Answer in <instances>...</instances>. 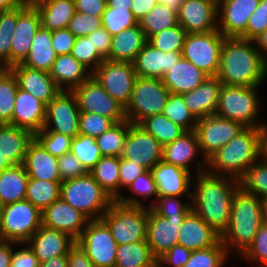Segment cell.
Instances as JSON below:
<instances>
[{"instance_id":"1","label":"cell","mask_w":267,"mask_h":267,"mask_svg":"<svg viewBox=\"0 0 267 267\" xmlns=\"http://www.w3.org/2000/svg\"><path fill=\"white\" fill-rule=\"evenodd\" d=\"M195 176L191 191L192 210L221 236L229 225L232 200L240 188V182L207 170Z\"/></svg>"},{"instance_id":"2","label":"cell","mask_w":267,"mask_h":267,"mask_svg":"<svg viewBox=\"0 0 267 267\" xmlns=\"http://www.w3.org/2000/svg\"><path fill=\"white\" fill-rule=\"evenodd\" d=\"M217 77L227 86H262L267 77V62L253 40L226 37Z\"/></svg>"},{"instance_id":"3","label":"cell","mask_w":267,"mask_h":267,"mask_svg":"<svg viewBox=\"0 0 267 267\" xmlns=\"http://www.w3.org/2000/svg\"><path fill=\"white\" fill-rule=\"evenodd\" d=\"M262 203L263 200L245 192L241 187L236 191L232 200L229 225L220 236L229 255L233 253L232 256L239 258L252 244L263 224Z\"/></svg>"},{"instance_id":"4","label":"cell","mask_w":267,"mask_h":267,"mask_svg":"<svg viewBox=\"0 0 267 267\" xmlns=\"http://www.w3.org/2000/svg\"><path fill=\"white\" fill-rule=\"evenodd\" d=\"M261 158V128L246 127L207 160V171L240 180Z\"/></svg>"},{"instance_id":"5","label":"cell","mask_w":267,"mask_h":267,"mask_svg":"<svg viewBox=\"0 0 267 267\" xmlns=\"http://www.w3.org/2000/svg\"><path fill=\"white\" fill-rule=\"evenodd\" d=\"M60 197L89 220H98L114 201L88 172L61 183Z\"/></svg>"},{"instance_id":"6","label":"cell","mask_w":267,"mask_h":267,"mask_svg":"<svg viewBox=\"0 0 267 267\" xmlns=\"http://www.w3.org/2000/svg\"><path fill=\"white\" fill-rule=\"evenodd\" d=\"M261 86L243 87L222 84L216 115L242 123L245 127L261 128V111L258 89ZM258 117V118H257Z\"/></svg>"},{"instance_id":"7","label":"cell","mask_w":267,"mask_h":267,"mask_svg":"<svg viewBox=\"0 0 267 267\" xmlns=\"http://www.w3.org/2000/svg\"><path fill=\"white\" fill-rule=\"evenodd\" d=\"M148 207L126 206L113 201L101 220L118 245L146 240Z\"/></svg>"},{"instance_id":"8","label":"cell","mask_w":267,"mask_h":267,"mask_svg":"<svg viewBox=\"0 0 267 267\" xmlns=\"http://www.w3.org/2000/svg\"><path fill=\"white\" fill-rule=\"evenodd\" d=\"M41 213L26 199L0 207V239L26 243L41 227Z\"/></svg>"},{"instance_id":"9","label":"cell","mask_w":267,"mask_h":267,"mask_svg":"<svg viewBox=\"0 0 267 267\" xmlns=\"http://www.w3.org/2000/svg\"><path fill=\"white\" fill-rule=\"evenodd\" d=\"M169 94L162 79L137 76L131 100L125 108L126 120L138 124L147 117L162 114Z\"/></svg>"},{"instance_id":"10","label":"cell","mask_w":267,"mask_h":267,"mask_svg":"<svg viewBox=\"0 0 267 267\" xmlns=\"http://www.w3.org/2000/svg\"><path fill=\"white\" fill-rule=\"evenodd\" d=\"M225 36L219 31L191 33L185 37L182 57L209 76H217Z\"/></svg>"},{"instance_id":"11","label":"cell","mask_w":267,"mask_h":267,"mask_svg":"<svg viewBox=\"0 0 267 267\" xmlns=\"http://www.w3.org/2000/svg\"><path fill=\"white\" fill-rule=\"evenodd\" d=\"M91 75L112 98L126 108L137 78L133 63L105 59Z\"/></svg>"},{"instance_id":"12","label":"cell","mask_w":267,"mask_h":267,"mask_svg":"<svg viewBox=\"0 0 267 267\" xmlns=\"http://www.w3.org/2000/svg\"><path fill=\"white\" fill-rule=\"evenodd\" d=\"M95 267H115L117 242L101 220H89L76 240Z\"/></svg>"},{"instance_id":"13","label":"cell","mask_w":267,"mask_h":267,"mask_svg":"<svg viewBox=\"0 0 267 267\" xmlns=\"http://www.w3.org/2000/svg\"><path fill=\"white\" fill-rule=\"evenodd\" d=\"M246 127L234 120L210 115L197 120L195 132L203 157L208 160Z\"/></svg>"},{"instance_id":"14","label":"cell","mask_w":267,"mask_h":267,"mask_svg":"<svg viewBox=\"0 0 267 267\" xmlns=\"http://www.w3.org/2000/svg\"><path fill=\"white\" fill-rule=\"evenodd\" d=\"M80 112L96 113L115 123L125 121V108L112 98L91 75L72 90Z\"/></svg>"},{"instance_id":"15","label":"cell","mask_w":267,"mask_h":267,"mask_svg":"<svg viewBox=\"0 0 267 267\" xmlns=\"http://www.w3.org/2000/svg\"><path fill=\"white\" fill-rule=\"evenodd\" d=\"M80 110L72 91H60L47 105L44 127L74 138L79 134Z\"/></svg>"},{"instance_id":"16","label":"cell","mask_w":267,"mask_h":267,"mask_svg":"<svg viewBox=\"0 0 267 267\" xmlns=\"http://www.w3.org/2000/svg\"><path fill=\"white\" fill-rule=\"evenodd\" d=\"M163 146L138 124L131 123L121 157L129 159L145 170L162 161Z\"/></svg>"},{"instance_id":"17","label":"cell","mask_w":267,"mask_h":267,"mask_svg":"<svg viewBox=\"0 0 267 267\" xmlns=\"http://www.w3.org/2000/svg\"><path fill=\"white\" fill-rule=\"evenodd\" d=\"M218 0H185L177 16L178 24L187 32L205 33L218 30Z\"/></svg>"},{"instance_id":"18","label":"cell","mask_w":267,"mask_h":267,"mask_svg":"<svg viewBox=\"0 0 267 267\" xmlns=\"http://www.w3.org/2000/svg\"><path fill=\"white\" fill-rule=\"evenodd\" d=\"M40 27V14L34 5L17 6V24L11 40V67L26 59Z\"/></svg>"},{"instance_id":"19","label":"cell","mask_w":267,"mask_h":267,"mask_svg":"<svg viewBox=\"0 0 267 267\" xmlns=\"http://www.w3.org/2000/svg\"><path fill=\"white\" fill-rule=\"evenodd\" d=\"M202 159L195 163L196 174L207 170V160L203 157L197 134L194 130L186 131L173 142L163 146L162 161L173 164L191 172L192 164L196 157Z\"/></svg>"},{"instance_id":"20","label":"cell","mask_w":267,"mask_h":267,"mask_svg":"<svg viewBox=\"0 0 267 267\" xmlns=\"http://www.w3.org/2000/svg\"><path fill=\"white\" fill-rule=\"evenodd\" d=\"M184 219L185 217L165 218L148 207L146 241L157 260L178 244V231Z\"/></svg>"},{"instance_id":"21","label":"cell","mask_w":267,"mask_h":267,"mask_svg":"<svg viewBox=\"0 0 267 267\" xmlns=\"http://www.w3.org/2000/svg\"><path fill=\"white\" fill-rule=\"evenodd\" d=\"M260 0H218V30L225 37H240Z\"/></svg>"},{"instance_id":"22","label":"cell","mask_w":267,"mask_h":267,"mask_svg":"<svg viewBox=\"0 0 267 267\" xmlns=\"http://www.w3.org/2000/svg\"><path fill=\"white\" fill-rule=\"evenodd\" d=\"M42 225L67 233L75 241L82 234L89 219L66 203L61 197L41 213Z\"/></svg>"},{"instance_id":"23","label":"cell","mask_w":267,"mask_h":267,"mask_svg":"<svg viewBox=\"0 0 267 267\" xmlns=\"http://www.w3.org/2000/svg\"><path fill=\"white\" fill-rule=\"evenodd\" d=\"M150 171L157 184L158 196H187L191 200L194 172L190 173L163 161L158 162Z\"/></svg>"},{"instance_id":"24","label":"cell","mask_w":267,"mask_h":267,"mask_svg":"<svg viewBox=\"0 0 267 267\" xmlns=\"http://www.w3.org/2000/svg\"><path fill=\"white\" fill-rule=\"evenodd\" d=\"M45 117L46 104L29 92L18 88L9 124L27 129L35 135L44 127Z\"/></svg>"},{"instance_id":"25","label":"cell","mask_w":267,"mask_h":267,"mask_svg":"<svg viewBox=\"0 0 267 267\" xmlns=\"http://www.w3.org/2000/svg\"><path fill=\"white\" fill-rule=\"evenodd\" d=\"M16 76L18 88L45 103L46 105L61 91L49 72L32 69L22 64L9 68Z\"/></svg>"},{"instance_id":"26","label":"cell","mask_w":267,"mask_h":267,"mask_svg":"<svg viewBox=\"0 0 267 267\" xmlns=\"http://www.w3.org/2000/svg\"><path fill=\"white\" fill-rule=\"evenodd\" d=\"M75 242L67 233L41 225L26 243L42 263L53 257L67 256Z\"/></svg>"},{"instance_id":"27","label":"cell","mask_w":267,"mask_h":267,"mask_svg":"<svg viewBox=\"0 0 267 267\" xmlns=\"http://www.w3.org/2000/svg\"><path fill=\"white\" fill-rule=\"evenodd\" d=\"M181 57L182 52H163L147 42L137 54L133 66L137 76L162 79Z\"/></svg>"},{"instance_id":"28","label":"cell","mask_w":267,"mask_h":267,"mask_svg":"<svg viewBox=\"0 0 267 267\" xmlns=\"http://www.w3.org/2000/svg\"><path fill=\"white\" fill-rule=\"evenodd\" d=\"M221 88L218 77L209 76L199 87L182 94L185 105L197 120L216 114Z\"/></svg>"},{"instance_id":"29","label":"cell","mask_w":267,"mask_h":267,"mask_svg":"<svg viewBox=\"0 0 267 267\" xmlns=\"http://www.w3.org/2000/svg\"><path fill=\"white\" fill-rule=\"evenodd\" d=\"M178 232V244L190 250L212 247L220 240V235L193 210L186 215Z\"/></svg>"},{"instance_id":"30","label":"cell","mask_w":267,"mask_h":267,"mask_svg":"<svg viewBox=\"0 0 267 267\" xmlns=\"http://www.w3.org/2000/svg\"><path fill=\"white\" fill-rule=\"evenodd\" d=\"M23 165L30 178L61 182L58 157L48 152L35 137L28 145Z\"/></svg>"},{"instance_id":"31","label":"cell","mask_w":267,"mask_h":267,"mask_svg":"<svg viewBox=\"0 0 267 267\" xmlns=\"http://www.w3.org/2000/svg\"><path fill=\"white\" fill-rule=\"evenodd\" d=\"M209 77L193 63L181 57L177 63L168 70L163 78V84L170 93L185 94L199 87Z\"/></svg>"},{"instance_id":"32","label":"cell","mask_w":267,"mask_h":267,"mask_svg":"<svg viewBox=\"0 0 267 267\" xmlns=\"http://www.w3.org/2000/svg\"><path fill=\"white\" fill-rule=\"evenodd\" d=\"M148 39L137 24L112 36L111 48L107 60L133 63L139 51Z\"/></svg>"},{"instance_id":"33","label":"cell","mask_w":267,"mask_h":267,"mask_svg":"<svg viewBox=\"0 0 267 267\" xmlns=\"http://www.w3.org/2000/svg\"><path fill=\"white\" fill-rule=\"evenodd\" d=\"M49 73L61 91H72L92 74L71 53L57 56Z\"/></svg>"},{"instance_id":"34","label":"cell","mask_w":267,"mask_h":267,"mask_svg":"<svg viewBox=\"0 0 267 267\" xmlns=\"http://www.w3.org/2000/svg\"><path fill=\"white\" fill-rule=\"evenodd\" d=\"M34 137L27 129L0 124V151L11 165L23 164L28 145Z\"/></svg>"},{"instance_id":"35","label":"cell","mask_w":267,"mask_h":267,"mask_svg":"<svg viewBox=\"0 0 267 267\" xmlns=\"http://www.w3.org/2000/svg\"><path fill=\"white\" fill-rule=\"evenodd\" d=\"M34 6L40 14L41 26L49 31L67 28L76 12L74 0H42Z\"/></svg>"},{"instance_id":"36","label":"cell","mask_w":267,"mask_h":267,"mask_svg":"<svg viewBox=\"0 0 267 267\" xmlns=\"http://www.w3.org/2000/svg\"><path fill=\"white\" fill-rule=\"evenodd\" d=\"M56 58L57 54L52 46V31L41 26L32 40L26 59L21 64L32 69L50 72Z\"/></svg>"},{"instance_id":"37","label":"cell","mask_w":267,"mask_h":267,"mask_svg":"<svg viewBox=\"0 0 267 267\" xmlns=\"http://www.w3.org/2000/svg\"><path fill=\"white\" fill-rule=\"evenodd\" d=\"M29 176L23 164L0 172V207L25 200Z\"/></svg>"},{"instance_id":"38","label":"cell","mask_w":267,"mask_h":267,"mask_svg":"<svg viewBox=\"0 0 267 267\" xmlns=\"http://www.w3.org/2000/svg\"><path fill=\"white\" fill-rule=\"evenodd\" d=\"M156 263L146 240L117 246L115 267H152Z\"/></svg>"},{"instance_id":"39","label":"cell","mask_w":267,"mask_h":267,"mask_svg":"<svg viewBox=\"0 0 267 267\" xmlns=\"http://www.w3.org/2000/svg\"><path fill=\"white\" fill-rule=\"evenodd\" d=\"M119 167L120 157L103 156L89 171L114 201L119 198Z\"/></svg>"},{"instance_id":"40","label":"cell","mask_w":267,"mask_h":267,"mask_svg":"<svg viewBox=\"0 0 267 267\" xmlns=\"http://www.w3.org/2000/svg\"><path fill=\"white\" fill-rule=\"evenodd\" d=\"M138 125L151 134L162 146L173 142L186 132L184 128L173 123L163 114L147 117Z\"/></svg>"},{"instance_id":"41","label":"cell","mask_w":267,"mask_h":267,"mask_svg":"<svg viewBox=\"0 0 267 267\" xmlns=\"http://www.w3.org/2000/svg\"><path fill=\"white\" fill-rule=\"evenodd\" d=\"M62 182L28 179L25 199L41 212L60 198Z\"/></svg>"},{"instance_id":"42","label":"cell","mask_w":267,"mask_h":267,"mask_svg":"<svg viewBox=\"0 0 267 267\" xmlns=\"http://www.w3.org/2000/svg\"><path fill=\"white\" fill-rule=\"evenodd\" d=\"M130 126L131 122L128 120L117 122L95 138L102 156L121 157Z\"/></svg>"},{"instance_id":"43","label":"cell","mask_w":267,"mask_h":267,"mask_svg":"<svg viewBox=\"0 0 267 267\" xmlns=\"http://www.w3.org/2000/svg\"><path fill=\"white\" fill-rule=\"evenodd\" d=\"M126 189L131 191L133 194L142 197L141 201L136 196L134 197V195L124 197L122 194L116 201L126 206L148 207V205H144L146 200L154 198L153 200L156 201L158 198L157 184L150 170H146L144 173L139 175Z\"/></svg>"},{"instance_id":"44","label":"cell","mask_w":267,"mask_h":267,"mask_svg":"<svg viewBox=\"0 0 267 267\" xmlns=\"http://www.w3.org/2000/svg\"><path fill=\"white\" fill-rule=\"evenodd\" d=\"M138 24L148 39L162 30L178 25V16L169 7L158 3Z\"/></svg>"},{"instance_id":"45","label":"cell","mask_w":267,"mask_h":267,"mask_svg":"<svg viewBox=\"0 0 267 267\" xmlns=\"http://www.w3.org/2000/svg\"><path fill=\"white\" fill-rule=\"evenodd\" d=\"M17 90L16 76L9 68H6L0 74V124L11 122Z\"/></svg>"},{"instance_id":"46","label":"cell","mask_w":267,"mask_h":267,"mask_svg":"<svg viewBox=\"0 0 267 267\" xmlns=\"http://www.w3.org/2000/svg\"><path fill=\"white\" fill-rule=\"evenodd\" d=\"M240 187L247 193L267 199V162L260 158L250 166L239 180Z\"/></svg>"},{"instance_id":"47","label":"cell","mask_w":267,"mask_h":267,"mask_svg":"<svg viewBox=\"0 0 267 267\" xmlns=\"http://www.w3.org/2000/svg\"><path fill=\"white\" fill-rule=\"evenodd\" d=\"M228 255L226 247L219 240L212 247L192 250L189 260L183 267H225Z\"/></svg>"},{"instance_id":"48","label":"cell","mask_w":267,"mask_h":267,"mask_svg":"<svg viewBox=\"0 0 267 267\" xmlns=\"http://www.w3.org/2000/svg\"><path fill=\"white\" fill-rule=\"evenodd\" d=\"M162 114L186 131L195 130L197 119L185 105L182 94L170 93Z\"/></svg>"},{"instance_id":"49","label":"cell","mask_w":267,"mask_h":267,"mask_svg":"<svg viewBox=\"0 0 267 267\" xmlns=\"http://www.w3.org/2000/svg\"><path fill=\"white\" fill-rule=\"evenodd\" d=\"M17 24V6L0 12V65L11 67V40Z\"/></svg>"},{"instance_id":"50","label":"cell","mask_w":267,"mask_h":267,"mask_svg":"<svg viewBox=\"0 0 267 267\" xmlns=\"http://www.w3.org/2000/svg\"><path fill=\"white\" fill-rule=\"evenodd\" d=\"M70 152L76 156L88 172L103 157L95 138L81 134L72 139Z\"/></svg>"},{"instance_id":"51","label":"cell","mask_w":267,"mask_h":267,"mask_svg":"<svg viewBox=\"0 0 267 267\" xmlns=\"http://www.w3.org/2000/svg\"><path fill=\"white\" fill-rule=\"evenodd\" d=\"M187 32L178 24L148 38V43L163 52H182Z\"/></svg>"},{"instance_id":"52","label":"cell","mask_w":267,"mask_h":267,"mask_svg":"<svg viewBox=\"0 0 267 267\" xmlns=\"http://www.w3.org/2000/svg\"><path fill=\"white\" fill-rule=\"evenodd\" d=\"M183 196H158L156 201L150 202L149 208L157 215L165 218L186 217L192 210L191 200L181 202Z\"/></svg>"},{"instance_id":"53","label":"cell","mask_w":267,"mask_h":267,"mask_svg":"<svg viewBox=\"0 0 267 267\" xmlns=\"http://www.w3.org/2000/svg\"><path fill=\"white\" fill-rule=\"evenodd\" d=\"M101 19L103 27L111 36L138 24V20L134 17L131 9L113 8L107 5Z\"/></svg>"},{"instance_id":"54","label":"cell","mask_w":267,"mask_h":267,"mask_svg":"<svg viewBox=\"0 0 267 267\" xmlns=\"http://www.w3.org/2000/svg\"><path fill=\"white\" fill-rule=\"evenodd\" d=\"M71 55L92 73L105 59L87 36L77 37Z\"/></svg>"},{"instance_id":"55","label":"cell","mask_w":267,"mask_h":267,"mask_svg":"<svg viewBox=\"0 0 267 267\" xmlns=\"http://www.w3.org/2000/svg\"><path fill=\"white\" fill-rule=\"evenodd\" d=\"M114 124L111 118L100 114L80 112L79 134L97 138Z\"/></svg>"},{"instance_id":"56","label":"cell","mask_w":267,"mask_h":267,"mask_svg":"<svg viewBox=\"0 0 267 267\" xmlns=\"http://www.w3.org/2000/svg\"><path fill=\"white\" fill-rule=\"evenodd\" d=\"M35 138L42 146L55 157H60L70 152L72 139L63 134L42 129L35 134Z\"/></svg>"},{"instance_id":"57","label":"cell","mask_w":267,"mask_h":267,"mask_svg":"<svg viewBox=\"0 0 267 267\" xmlns=\"http://www.w3.org/2000/svg\"><path fill=\"white\" fill-rule=\"evenodd\" d=\"M239 258L248 260V263H253L254 266L256 263L260 267H267V226H260L252 244Z\"/></svg>"},{"instance_id":"58","label":"cell","mask_w":267,"mask_h":267,"mask_svg":"<svg viewBox=\"0 0 267 267\" xmlns=\"http://www.w3.org/2000/svg\"><path fill=\"white\" fill-rule=\"evenodd\" d=\"M101 27H103L101 16H91L89 14L75 12L67 28L76 37H82L91 34Z\"/></svg>"},{"instance_id":"59","label":"cell","mask_w":267,"mask_h":267,"mask_svg":"<svg viewBox=\"0 0 267 267\" xmlns=\"http://www.w3.org/2000/svg\"><path fill=\"white\" fill-rule=\"evenodd\" d=\"M267 28V0H260L258 7L251 14L246 31L239 37L254 40Z\"/></svg>"},{"instance_id":"60","label":"cell","mask_w":267,"mask_h":267,"mask_svg":"<svg viewBox=\"0 0 267 267\" xmlns=\"http://www.w3.org/2000/svg\"><path fill=\"white\" fill-rule=\"evenodd\" d=\"M61 182L84 176L88 173L82 163L71 152L58 157Z\"/></svg>"},{"instance_id":"61","label":"cell","mask_w":267,"mask_h":267,"mask_svg":"<svg viewBox=\"0 0 267 267\" xmlns=\"http://www.w3.org/2000/svg\"><path fill=\"white\" fill-rule=\"evenodd\" d=\"M192 250L177 244L163 254L158 260L159 267H183L189 260Z\"/></svg>"},{"instance_id":"62","label":"cell","mask_w":267,"mask_h":267,"mask_svg":"<svg viewBox=\"0 0 267 267\" xmlns=\"http://www.w3.org/2000/svg\"><path fill=\"white\" fill-rule=\"evenodd\" d=\"M146 170L139 164L120 157L119 167V197L122 195V188H127L139 175ZM121 190V191H120Z\"/></svg>"},{"instance_id":"63","label":"cell","mask_w":267,"mask_h":267,"mask_svg":"<svg viewBox=\"0 0 267 267\" xmlns=\"http://www.w3.org/2000/svg\"><path fill=\"white\" fill-rule=\"evenodd\" d=\"M25 246L19 250L14 251V246ZM15 243L12 242V259L11 267H40L39 259L35 256L33 250L27 243Z\"/></svg>"},{"instance_id":"64","label":"cell","mask_w":267,"mask_h":267,"mask_svg":"<svg viewBox=\"0 0 267 267\" xmlns=\"http://www.w3.org/2000/svg\"><path fill=\"white\" fill-rule=\"evenodd\" d=\"M76 38L68 28L52 31V46L57 56L71 53Z\"/></svg>"},{"instance_id":"65","label":"cell","mask_w":267,"mask_h":267,"mask_svg":"<svg viewBox=\"0 0 267 267\" xmlns=\"http://www.w3.org/2000/svg\"><path fill=\"white\" fill-rule=\"evenodd\" d=\"M98 53L104 58L107 59L109 57V52L111 48L112 36L110 33L104 28H98L93 31L91 34L87 35Z\"/></svg>"},{"instance_id":"66","label":"cell","mask_w":267,"mask_h":267,"mask_svg":"<svg viewBox=\"0 0 267 267\" xmlns=\"http://www.w3.org/2000/svg\"><path fill=\"white\" fill-rule=\"evenodd\" d=\"M75 11L91 16H102L106 8V0H74Z\"/></svg>"},{"instance_id":"67","label":"cell","mask_w":267,"mask_h":267,"mask_svg":"<svg viewBox=\"0 0 267 267\" xmlns=\"http://www.w3.org/2000/svg\"><path fill=\"white\" fill-rule=\"evenodd\" d=\"M67 260L68 267H95L77 242L69 248Z\"/></svg>"},{"instance_id":"68","label":"cell","mask_w":267,"mask_h":267,"mask_svg":"<svg viewBox=\"0 0 267 267\" xmlns=\"http://www.w3.org/2000/svg\"><path fill=\"white\" fill-rule=\"evenodd\" d=\"M131 3V11L139 21L158 4V0H132Z\"/></svg>"},{"instance_id":"69","label":"cell","mask_w":267,"mask_h":267,"mask_svg":"<svg viewBox=\"0 0 267 267\" xmlns=\"http://www.w3.org/2000/svg\"><path fill=\"white\" fill-rule=\"evenodd\" d=\"M12 241L0 239V267H11Z\"/></svg>"},{"instance_id":"70","label":"cell","mask_w":267,"mask_h":267,"mask_svg":"<svg viewBox=\"0 0 267 267\" xmlns=\"http://www.w3.org/2000/svg\"><path fill=\"white\" fill-rule=\"evenodd\" d=\"M256 48L259 50L263 59L267 62V28L264 32L258 35L254 40Z\"/></svg>"},{"instance_id":"71","label":"cell","mask_w":267,"mask_h":267,"mask_svg":"<svg viewBox=\"0 0 267 267\" xmlns=\"http://www.w3.org/2000/svg\"><path fill=\"white\" fill-rule=\"evenodd\" d=\"M40 267H68L67 256H57L40 263Z\"/></svg>"},{"instance_id":"72","label":"cell","mask_w":267,"mask_h":267,"mask_svg":"<svg viewBox=\"0 0 267 267\" xmlns=\"http://www.w3.org/2000/svg\"><path fill=\"white\" fill-rule=\"evenodd\" d=\"M261 158L267 162V123L261 127Z\"/></svg>"},{"instance_id":"73","label":"cell","mask_w":267,"mask_h":267,"mask_svg":"<svg viewBox=\"0 0 267 267\" xmlns=\"http://www.w3.org/2000/svg\"><path fill=\"white\" fill-rule=\"evenodd\" d=\"M132 0H106V5L113 8L131 9Z\"/></svg>"},{"instance_id":"74","label":"cell","mask_w":267,"mask_h":267,"mask_svg":"<svg viewBox=\"0 0 267 267\" xmlns=\"http://www.w3.org/2000/svg\"><path fill=\"white\" fill-rule=\"evenodd\" d=\"M185 0H158V3L163 4L164 6L169 7L171 10L178 13L181 5Z\"/></svg>"},{"instance_id":"75","label":"cell","mask_w":267,"mask_h":267,"mask_svg":"<svg viewBox=\"0 0 267 267\" xmlns=\"http://www.w3.org/2000/svg\"><path fill=\"white\" fill-rule=\"evenodd\" d=\"M15 5L10 0H0V12L12 10Z\"/></svg>"},{"instance_id":"76","label":"cell","mask_w":267,"mask_h":267,"mask_svg":"<svg viewBox=\"0 0 267 267\" xmlns=\"http://www.w3.org/2000/svg\"><path fill=\"white\" fill-rule=\"evenodd\" d=\"M11 166L9 161L3 156L2 152L0 151V172L4 169H7Z\"/></svg>"},{"instance_id":"77","label":"cell","mask_w":267,"mask_h":267,"mask_svg":"<svg viewBox=\"0 0 267 267\" xmlns=\"http://www.w3.org/2000/svg\"><path fill=\"white\" fill-rule=\"evenodd\" d=\"M262 220L263 225L267 226V199L263 200L262 203Z\"/></svg>"},{"instance_id":"78","label":"cell","mask_w":267,"mask_h":267,"mask_svg":"<svg viewBox=\"0 0 267 267\" xmlns=\"http://www.w3.org/2000/svg\"><path fill=\"white\" fill-rule=\"evenodd\" d=\"M15 6H22V5H26L24 3V0H10Z\"/></svg>"},{"instance_id":"79","label":"cell","mask_w":267,"mask_h":267,"mask_svg":"<svg viewBox=\"0 0 267 267\" xmlns=\"http://www.w3.org/2000/svg\"><path fill=\"white\" fill-rule=\"evenodd\" d=\"M39 1H42V0H24V3L26 5H34L35 3H38Z\"/></svg>"},{"instance_id":"80","label":"cell","mask_w":267,"mask_h":267,"mask_svg":"<svg viewBox=\"0 0 267 267\" xmlns=\"http://www.w3.org/2000/svg\"><path fill=\"white\" fill-rule=\"evenodd\" d=\"M6 68L3 65H0V74L5 70Z\"/></svg>"}]
</instances>
